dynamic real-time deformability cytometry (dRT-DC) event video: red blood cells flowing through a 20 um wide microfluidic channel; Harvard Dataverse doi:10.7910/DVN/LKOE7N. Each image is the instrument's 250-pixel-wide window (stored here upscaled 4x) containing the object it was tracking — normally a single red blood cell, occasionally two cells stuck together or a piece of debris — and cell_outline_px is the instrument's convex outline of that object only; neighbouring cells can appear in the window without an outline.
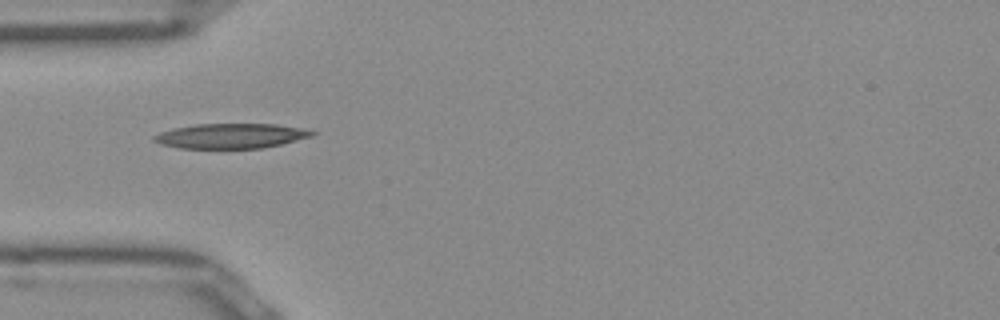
{"species": "Egyptian fruit bat (a non-hibernating species)", "species_latin": "Rousettus aegyptiacus", "temperature_condition": "room temperature", "stored_images_in_passage": 22, "camera_frame_rate_fps": 3000, "um_per_image_px": 0.085, "frame": {"image": 1, "passage_image": 1, "time_ms": 0.0, "image_size_px": [1000, 320], "cell_outline_px": [[316, 132], [312, 136], [280, 144], [260, 148], [180, 148], [160, 144], [152, 140], [152, 136], [160, 132], [172, 128], [196, 124], [276, 124], [300, 128]], "centroid_in_image_um": [19.56, 11.55], "position_along_channel_um": 65.4, "area_um2": 22.77}}
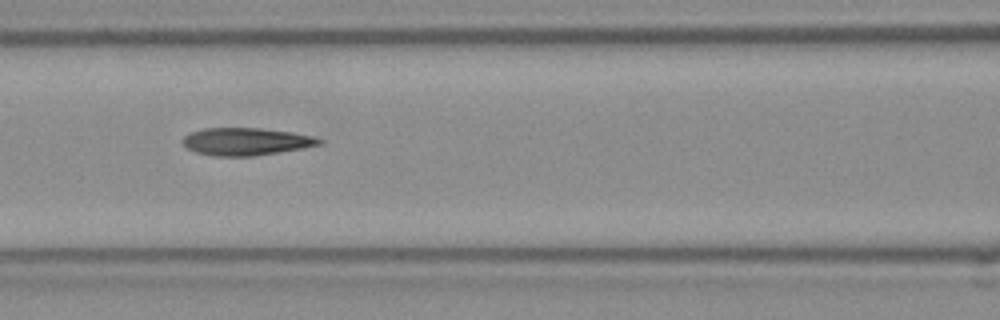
{"frame": {"image": 2, "passage_image": 7, "time_ms": 2.0, "image_size_px": [1000, 320], "cell_outline_px": [[324, 140], [320, 144], [300, 148], [252, 156], [212, 156], [196, 152], [184, 148], [180, 140], [184, 136], [192, 132], [204, 128], [260, 128], [292, 132], [312, 136]], "centroid_in_image_um": [20.83, 12.03], "position_along_channel_um": 145.8, "area_um2": 21.79}}
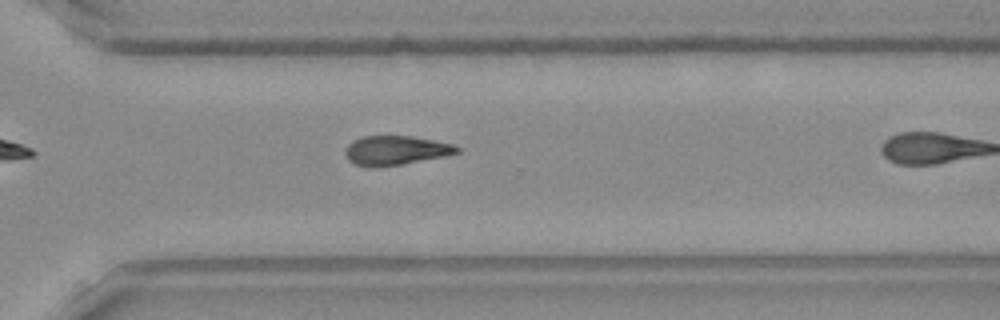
{"frame": {"image": 3, "passage_image": 18, "time_ms": 5.667, "image_size_px": [1000, 320], "cell_outline_px": [[460, 152], [444, 156], [380, 168], [372, 168], [356, 164], [348, 160], [344, 152], [348, 144], [352, 140], [364, 136], [412, 136], [456, 144], [460, 148]], "centroid_in_image_um": [33.63, 12.78], "position_along_channel_um": 337.0, "area_um2": 19.25}}